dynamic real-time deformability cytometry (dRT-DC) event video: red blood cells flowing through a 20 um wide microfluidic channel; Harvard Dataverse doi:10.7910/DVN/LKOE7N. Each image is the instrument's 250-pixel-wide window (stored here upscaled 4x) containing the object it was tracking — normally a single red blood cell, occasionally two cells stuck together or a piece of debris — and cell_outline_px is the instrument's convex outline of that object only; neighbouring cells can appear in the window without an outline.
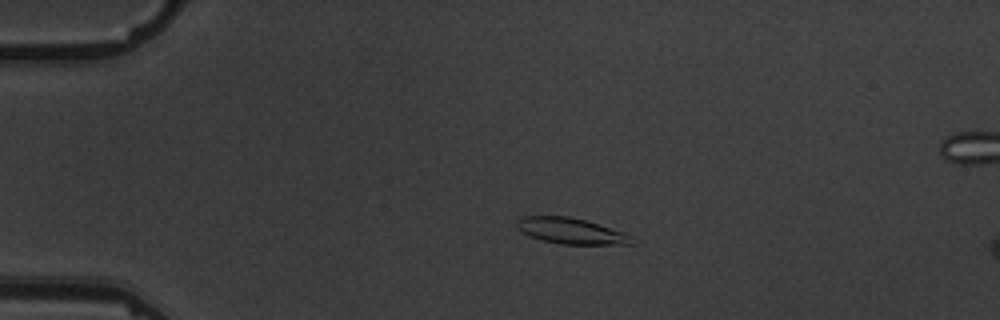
{"species": "common noctule bat (a hibernating species)", "species_latin": "Nyctalus noctula", "temperature_condition": "warm", "stored_images_in_passage": 5, "segment_of_instrument_passage": [1, 2], "camera_frame_rate_fps": 3000, "um_per_image_px": 0.085, "animal": {"sex": "male", "body_mass_g": 19.5, "forearm_length_mm": 54.6}, "frame": {"image": 1, "passage_image": 3, "time_ms": 2.333, "image_size_px": [1000, 320], "cell_outline_px": [[636, 244], [560, 244], [544, 240], [532, 236], [516, 228], [516, 220], [520, 216], [568, 216], [584, 220], [624, 232], [632, 236]], "centroid_in_image_um": [48.54, 19.62], "position_along_channel_um": 36.5, "area_um2": 17.22}}